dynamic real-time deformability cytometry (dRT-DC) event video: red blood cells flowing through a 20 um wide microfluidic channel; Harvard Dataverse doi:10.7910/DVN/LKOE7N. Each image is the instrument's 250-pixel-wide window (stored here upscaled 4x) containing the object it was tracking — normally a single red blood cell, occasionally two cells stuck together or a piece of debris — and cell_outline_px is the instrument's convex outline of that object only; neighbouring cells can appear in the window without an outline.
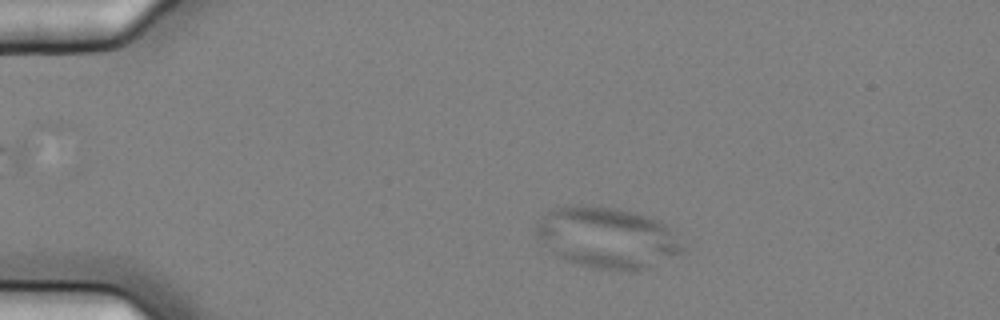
{"species": "common noctule bat (a hibernating species)", "species_latin": "Nyctalus noctula", "temperature_condition": "cold", "stored_images_in_passage": 7, "camera_frame_rate_fps": 3000, "um_per_image_px": 0.085, "animal": {"sex": "female", "body_mass_g": 25.1}, "frame": {"image": 1, "passage_image": 2, "time_ms": 0.333, "image_size_px": [1000, 320], "cell_outline_px": [[688, 252], [652, 268], [636, 272], [628, 272], [592, 268], [576, 264], [564, 260], [556, 256], [536, 236], [536, 224], [552, 208], [564, 204], [584, 204], [616, 208], [636, 212], [660, 220], [676, 228]], "centroid_in_image_um": [51.74, 20.22], "position_along_channel_um": 33.3, "area_um2": 54.27}}